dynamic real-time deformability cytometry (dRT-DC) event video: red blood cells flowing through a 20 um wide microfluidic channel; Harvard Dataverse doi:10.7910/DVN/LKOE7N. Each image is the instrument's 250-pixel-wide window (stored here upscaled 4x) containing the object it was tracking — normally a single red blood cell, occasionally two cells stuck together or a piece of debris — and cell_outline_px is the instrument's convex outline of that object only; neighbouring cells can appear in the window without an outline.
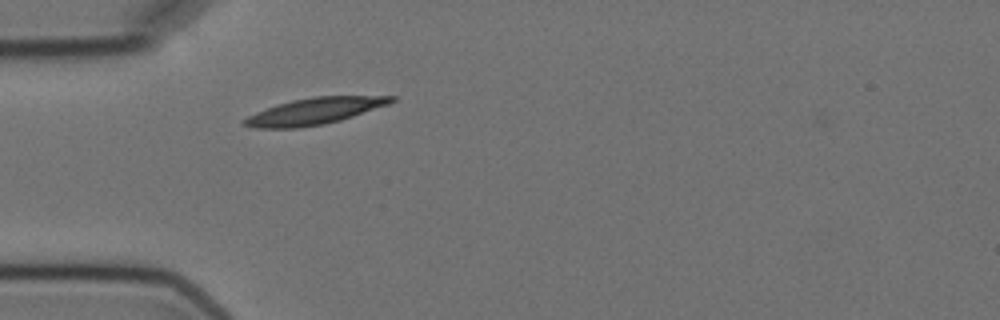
{"species": "Egyptian fruit bat (a non-hibernating species)", "species_latin": "Rousettus aegyptiacus", "temperature_condition": "cold", "stored_images_in_passage": 1, "camera_frame_rate_fps": 3000, "um_per_image_px": 0.085, "animal": {"sex": "female"}, "frame": {"image": 1, "passage_image": 1, "time_ms": 0.0, "image_size_px": [1000, 320], "cell_outline_px": [[396, 100], [388, 104], [340, 120], [324, 124], [300, 128], [256, 128], [240, 124], [240, 120], [256, 112], [292, 100], [312, 96], [396, 96]], "centroid_in_image_um": [26.69, 9.45], "position_along_channel_um": 58.3, "area_um2": 22.54}}